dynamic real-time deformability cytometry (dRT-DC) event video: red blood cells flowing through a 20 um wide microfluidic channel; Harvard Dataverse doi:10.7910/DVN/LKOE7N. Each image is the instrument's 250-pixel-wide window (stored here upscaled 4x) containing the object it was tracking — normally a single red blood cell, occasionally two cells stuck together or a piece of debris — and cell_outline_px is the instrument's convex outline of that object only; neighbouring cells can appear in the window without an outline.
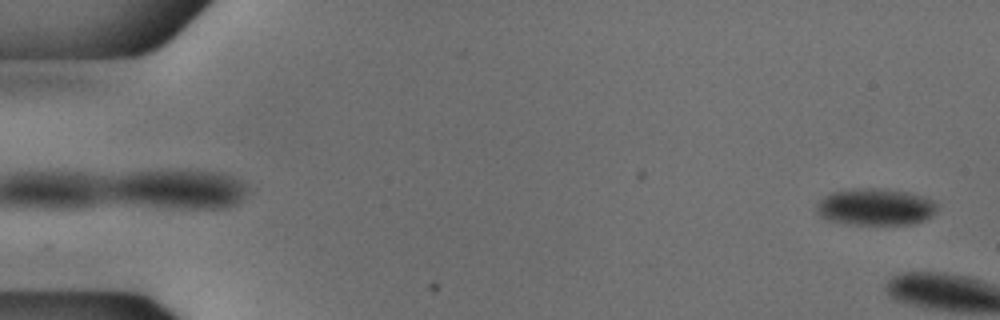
{"species": "common noctule bat (a hibernating species)", "species_latin": "Nyctalus noctula", "temperature_condition": "cold", "stored_images_in_passage": 5, "camera_frame_rate_fps": 3000, "um_per_image_px": 0.085, "animal": {"sex": "male", "body_mass_g": 18.8}, "frame": {"image": 1, "passage_image": 2, "time_ms": 0.333, "image_size_px": [1000, 320], "cell_outline_px": [[936, 208], [932, 216], [924, 220], [908, 224], [844, 224], [828, 220], [820, 216], [816, 212], [816, 204], [824, 196], [832, 192], [848, 188], [876, 188], [908, 192], [924, 196], [932, 200], [936, 204]], "centroid_in_image_um": [74.36, 17.58], "position_along_channel_um": 10.6, "area_um2": 26.01}}